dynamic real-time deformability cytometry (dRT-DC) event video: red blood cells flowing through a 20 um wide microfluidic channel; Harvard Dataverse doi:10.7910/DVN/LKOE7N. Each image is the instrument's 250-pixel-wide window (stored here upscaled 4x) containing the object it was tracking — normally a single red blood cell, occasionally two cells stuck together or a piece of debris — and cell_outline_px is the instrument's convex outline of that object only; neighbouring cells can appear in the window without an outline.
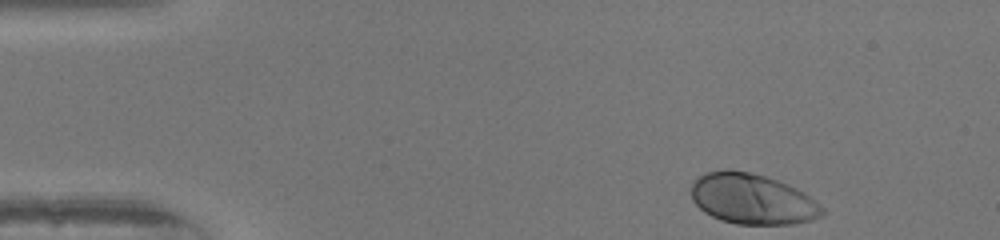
{"species": "human", "species_latin": "Homo sapiens", "temperature_condition": "warm", "stored_images_in_passage": 46, "camera_frame_rate_fps": 3000, "um_per_image_px": 0.085, "donor": {"sex": "female"}, "frame": {"image": 1, "passage_image": 1, "time_ms": 0.0, "image_size_px": [1000, 240], "cell_outline_px": [[824, 216], [812, 220], [792, 224], [736, 224], [720, 220], [704, 212], [692, 200], [692, 184], [700, 176], [708, 172], [748, 172], [764, 176], [776, 180], [796, 188], [804, 192], [824, 208]], "centroid_in_image_um": [63.99, 16.96], "position_along_channel_um": 21.0, "area_um2": 37.92}}
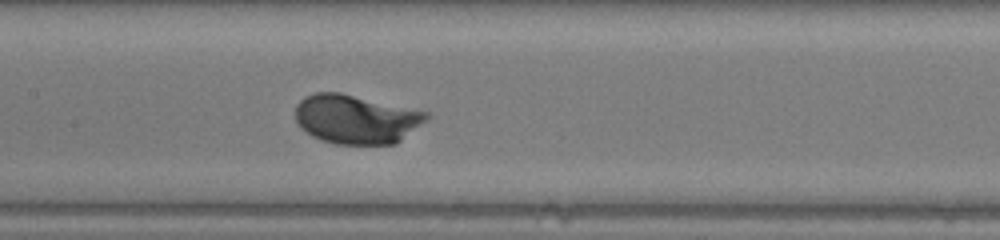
{"frame": {"image": 2, "passage_image": 20, "time_ms": 6.333, "image_size_px": [1000, 240], "cell_outline_px": [[432, 116], [428, 120], [396, 144], [336, 144], [320, 140], [312, 136], [300, 128], [296, 120], [296, 104], [304, 96], [316, 92], [340, 92], [428, 112]], "centroid_in_image_um": [30.27, 10.13], "position_along_channel_um": 177.1, "area_um2": 37.74}}
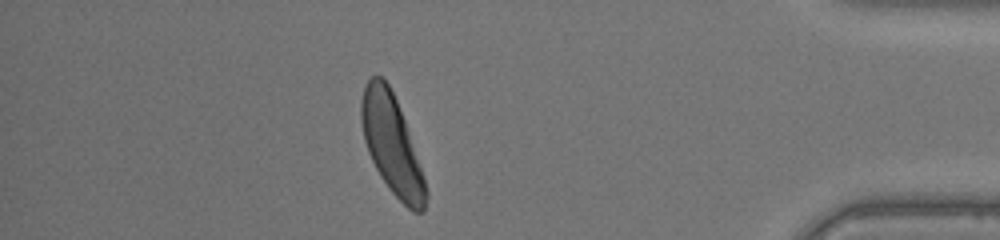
{"frame": {"image": 3, "passage_image": 40, "time_ms": 13.0, "image_size_px": [1000, 240], "cell_outline_px": [[428, 196], [424, 212], [412, 212], [392, 192], [380, 176], [368, 152], [364, 140], [360, 120], [360, 100], [364, 88], [368, 80], [372, 76], [380, 76], [388, 84], [396, 100], [404, 120], [428, 192]], "centroid_in_image_um": [33.27, 12.3], "position_along_channel_um": 401.9, "area_um2": 36.47}, "authors_computed_cell_mechanics": {"area_um2": 36.4718, "velocity_mm_per_s": 3.9957, "shape_relaxation_time_tau1_ms": 1.5507, "shape_relaxation_time_tau2_ms": null, "deformation_change_tau1": 0.1355, "deformation_change_tau2": null}}